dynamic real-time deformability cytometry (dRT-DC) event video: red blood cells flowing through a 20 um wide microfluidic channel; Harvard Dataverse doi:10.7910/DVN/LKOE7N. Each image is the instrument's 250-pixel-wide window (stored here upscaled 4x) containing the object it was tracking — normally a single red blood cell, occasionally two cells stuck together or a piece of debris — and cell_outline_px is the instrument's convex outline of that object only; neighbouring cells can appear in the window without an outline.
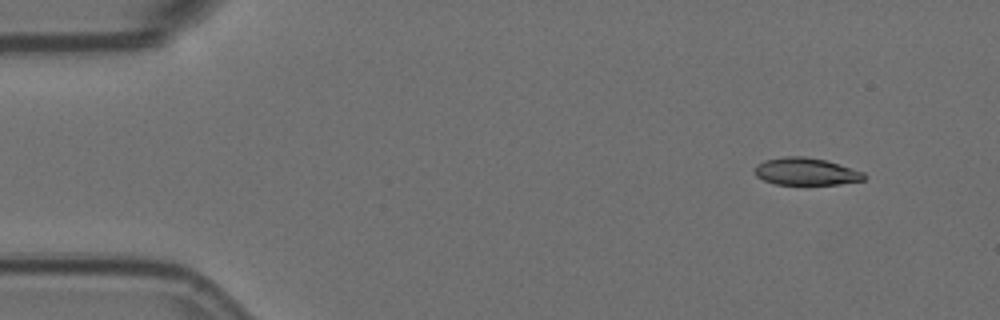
{"species": "Egyptian fruit bat (a non-hibernating species)", "species_latin": "Rousettus aegyptiacus", "temperature_condition": "room temperature", "stored_images_in_passage": 5, "segment_of_instrument_passage": [1, 2], "camera_frame_rate_fps": 3000, "um_per_image_px": 0.085, "animal": {"sex": "female"}, "frame": {"image": 1, "passage_image": 1, "time_ms": 0.0, "image_size_px": [1000, 320], "cell_outline_px": [[868, 176], [864, 180], [840, 184], [776, 184], [764, 180], [756, 176], [756, 164], [764, 160], [784, 156], [804, 156], [824, 160], [864, 172]], "centroid_in_image_um": [68.52, 14.58], "position_along_channel_um": 16.5, "area_um2": 17.28}}